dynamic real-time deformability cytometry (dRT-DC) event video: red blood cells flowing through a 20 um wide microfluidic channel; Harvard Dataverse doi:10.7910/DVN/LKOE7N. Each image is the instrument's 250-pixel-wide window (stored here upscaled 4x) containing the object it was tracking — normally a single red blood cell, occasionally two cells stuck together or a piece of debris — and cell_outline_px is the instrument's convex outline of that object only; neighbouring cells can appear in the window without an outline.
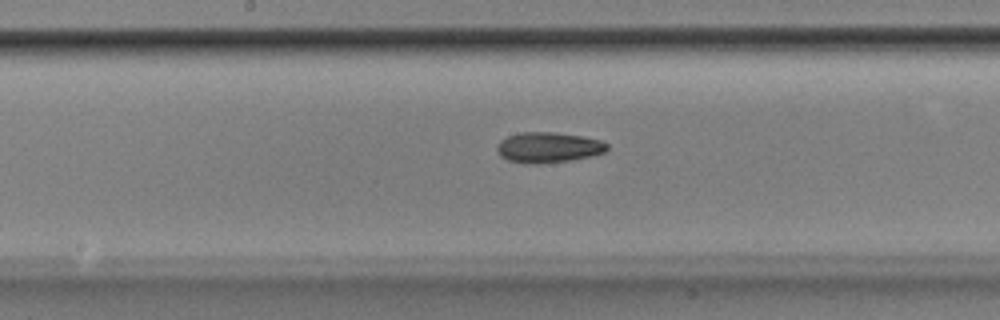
{"species": "Egyptian fruit bat (a non-hibernating species)", "species_latin": "Rousettus aegyptiacus", "temperature_condition": "room temperature", "stored_images_in_passage": 42, "camera_frame_rate_fps": 3000, "um_per_image_px": 0.085, "animal": {"sex": "male"}, "frame": {"image": 1, "passage_image": 18, "time_ms": 5.667, "image_size_px": [1000, 320], "cell_outline_px": [[608, 148], [604, 152], [592, 156], [572, 160], [540, 164], [528, 164], [508, 160], [500, 156], [496, 148], [500, 140], [508, 136], [520, 132], [552, 132], [580, 136], [600, 140], [608, 144]], "centroid_in_image_um": [46.59, 12.54], "position_along_channel_um": 201.6, "area_um2": 19.59}}
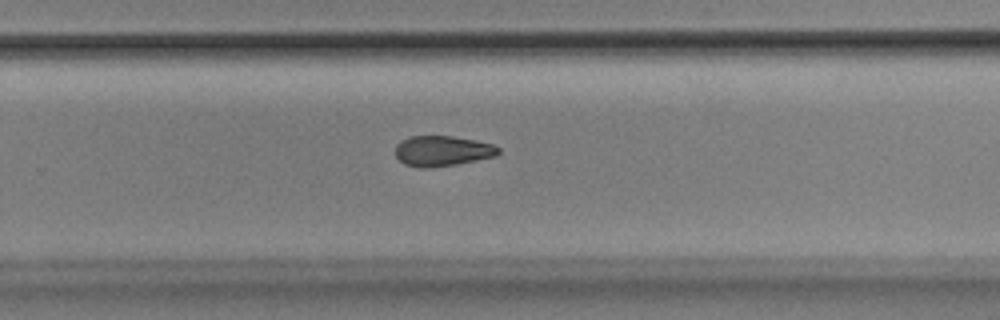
{"frame": {"image": 2, "passage_image": 25, "time_ms": 8.0, "image_size_px": [1000, 320], "cell_outline_px": [[500, 152], [496, 156], [456, 164], [428, 168], [416, 168], [404, 164], [396, 156], [396, 144], [400, 140], [412, 136], [452, 136], [492, 144], [500, 148]], "centroid_in_image_um": [37.57, 12.84], "position_along_channel_um": 292.2, "area_um2": 18.21}}
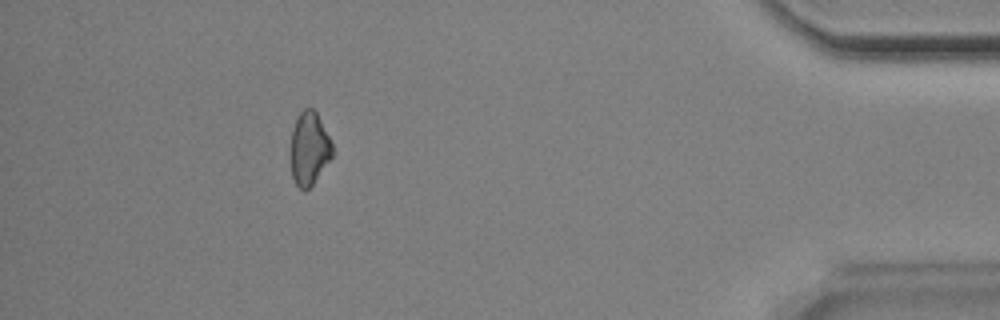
{"frame": {"image": 3, "passage_image": 38, "time_ms": 12.333, "image_size_px": [1000, 320], "cell_outline_px": [[332, 156], [312, 184], [308, 188], [300, 188], [296, 184], [292, 176], [288, 152], [292, 132], [296, 120], [300, 112], [304, 108], [312, 108], [316, 112], [332, 144]], "centroid_in_image_um": [26.23, 12.62], "position_along_channel_um": 409.0, "area_um2": 17.63}}